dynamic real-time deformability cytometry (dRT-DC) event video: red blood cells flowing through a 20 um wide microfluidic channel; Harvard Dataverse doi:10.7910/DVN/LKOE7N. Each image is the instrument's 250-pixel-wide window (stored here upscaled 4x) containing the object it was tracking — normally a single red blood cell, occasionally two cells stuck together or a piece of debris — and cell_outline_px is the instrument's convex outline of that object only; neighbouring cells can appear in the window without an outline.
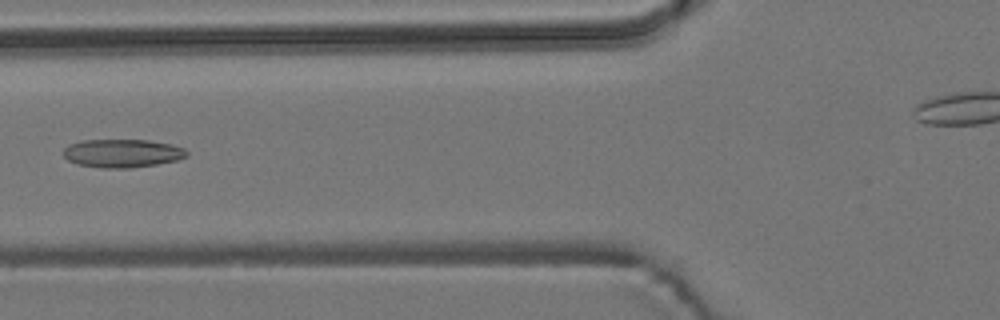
{"species": "common noctule bat (a hibernating species)", "species_latin": "Nyctalus noctula", "temperature_condition": "room temperature", "stored_images_in_passage": 9, "camera_frame_rate_fps": 3000, "um_per_image_px": 0.085, "animal": {"sex": "male", "body_mass_g": 19.2, "forearm_length_mm": 51.8}, "frame": {"image": 1, "passage_image": 5, "time_ms": 1.333, "image_size_px": [1000, 320], "cell_outline_px": [[188, 156], [176, 160], [156, 164], [132, 168], [100, 168], [76, 164], [68, 160], [64, 156], [64, 148], [68, 144], [80, 140], [148, 140], [172, 144], [184, 148], [188, 152]], "centroid_in_image_um": [10.38, 13.03], "position_along_channel_um": 115.4, "area_um2": 20.52}}
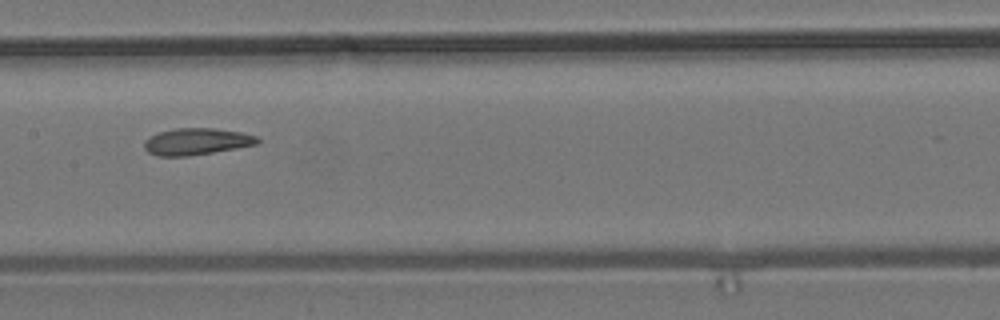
{"frame": {"image": 2, "passage_image": 7, "time_ms": 2.0, "image_size_px": [1000, 320], "cell_outline_px": [[260, 140], [256, 144], [236, 148], [188, 156], [156, 156], [148, 152], [144, 148], [144, 140], [148, 136], [160, 132], [176, 128], [216, 128], [240, 132], [256, 136]], "centroid_in_image_um": [16.66, 12.03], "position_along_channel_um": 190.7, "area_um2": 17.57}}
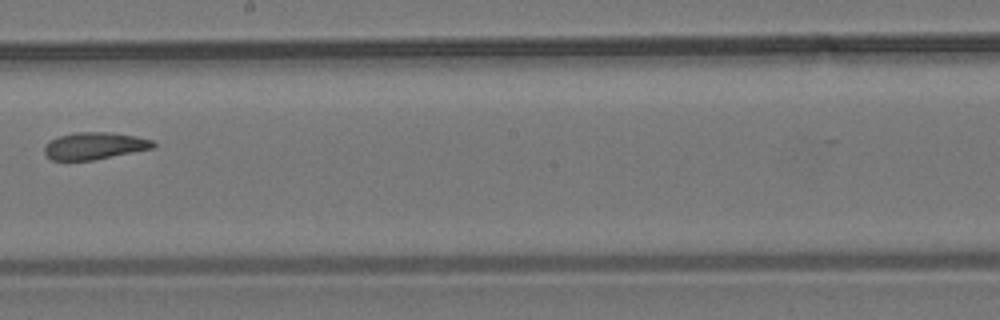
{"frame": {"image": 3, "passage_image": 8, "time_ms": 2.333, "image_size_px": [1000, 320], "cell_outline_px": [[156, 148], [92, 160], [52, 160], [44, 152], [44, 148], [48, 140], [60, 136], [76, 132], [108, 132], [136, 136], [152, 140], [156, 144]], "centroid_in_image_um": [8.05, 12.39], "position_along_channel_um": 240.1, "area_um2": 17.17}}